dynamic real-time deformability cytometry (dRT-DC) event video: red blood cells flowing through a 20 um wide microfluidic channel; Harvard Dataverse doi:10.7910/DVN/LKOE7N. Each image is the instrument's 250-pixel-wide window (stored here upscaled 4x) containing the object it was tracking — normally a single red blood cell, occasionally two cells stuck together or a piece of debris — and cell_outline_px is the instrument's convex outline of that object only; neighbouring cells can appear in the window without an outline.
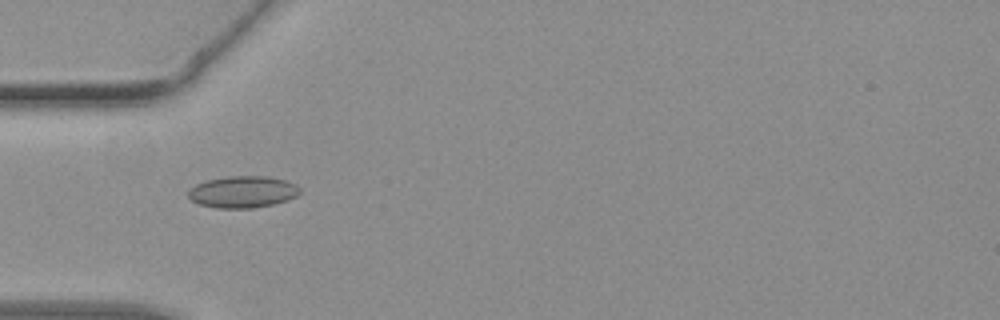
{"species": "common noctule bat (a hibernating species)", "species_latin": "Nyctalus noctula", "temperature_condition": "warm", "stored_images_in_passage": 10, "camera_frame_rate_fps": 3000, "um_per_image_px": 0.085, "animal": {"sex": "female", "body_mass_g": 19.3, "forearm_length_mm": 54.1}, "frame": {"image": 1, "passage_image": 1, "time_ms": 0.0, "image_size_px": [1000, 320], "cell_outline_px": [[300, 192], [296, 196], [288, 200], [272, 204], [252, 208], [216, 208], [200, 204], [192, 200], [188, 196], [188, 188], [196, 184], [208, 180], [228, 176], [268, 176], [284, 180], [296, 184], [300, 188]], "centroid_in_image_um": [20.63, 16.31], "position_along_channel_um": 64.4, "area_um2": 20.63}}
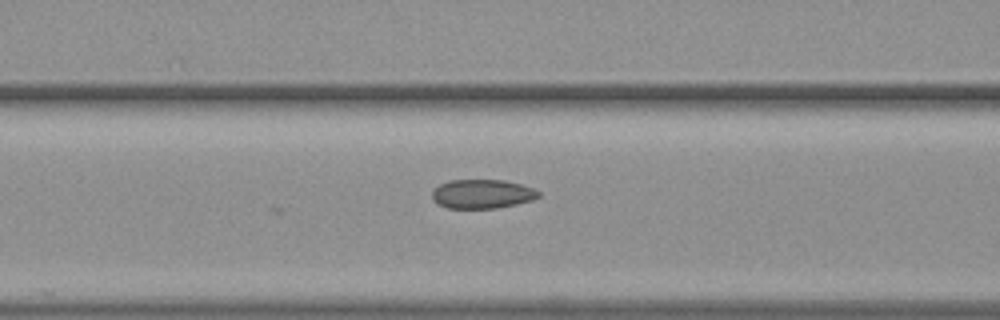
{"frame": {"image": 2, "passage_image": 5, "time_ms": 1.333, "image_size_px": [1000, 320], "cell_outline_px": [[540, 196], [532, 200], [516, 204], [496, 208], [448, 208], [436, 204], [432, 200], [432, 188], [448, 180], [504, 180], [536, 188], [540, 192]], "centroid_in_image_um": [40.96, 16.48], "position_along_channel_um": 125.6, "area_um2": 18.26}}
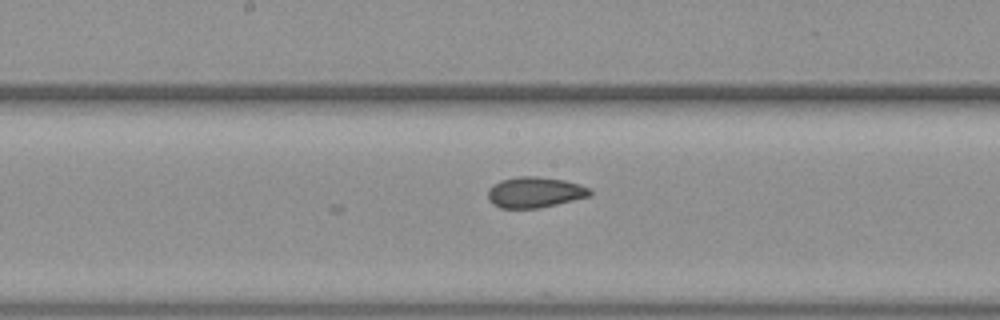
{"frame": {"image": 3, "passage_image": 10, "time_ms": 3.0, "image_size_px": [1000, 320], "cell_outline_px": [[592, 196], [540, 208], [500, 208], [492, 204], [488, 200], [488, 188], [492, 184], [500, 180], [516, 176], [536, 176], [564, 180], [580, 184], [592, 188]], "centroid_in_image_um": [45.47, 16.34], "position_along_channel_um": 202.7, "area_um2": 18.67}}